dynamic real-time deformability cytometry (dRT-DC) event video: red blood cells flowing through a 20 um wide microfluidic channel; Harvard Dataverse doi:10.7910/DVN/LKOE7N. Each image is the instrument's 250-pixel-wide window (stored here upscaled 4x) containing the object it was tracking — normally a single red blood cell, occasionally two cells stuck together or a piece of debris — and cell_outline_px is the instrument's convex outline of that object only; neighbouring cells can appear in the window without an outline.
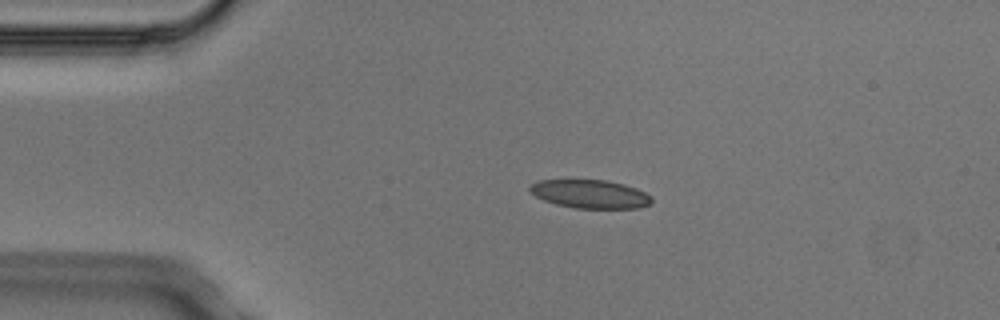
{"species": "Egyptian fruit bat (a non-hibernating species)", "species_latin": "Rousettus aegyptiacus", "temperature_condition": "cold", "stored_images_in_passage": 3, "camera_frame_rate_fps": 3000, "um_per_image_px": 0.085, "animal": {"sex": "male"}, "frame": {"image": 1, "passage_image": 1, "time_ms": 0.0, "image_size_px": [1000, 320], "cell_outline_px": [[652, 204], [640, 208], [576, 208], [556, 204], [544, 200], [536, 196], [528, 188], [536, 180], [604, 180], [624, 184], [636, 188], [652, 196]], "centroid_in_image_um": [50.19, 16.49], "position_along_channel_um": 34.8, "area_um2": 20.17}}
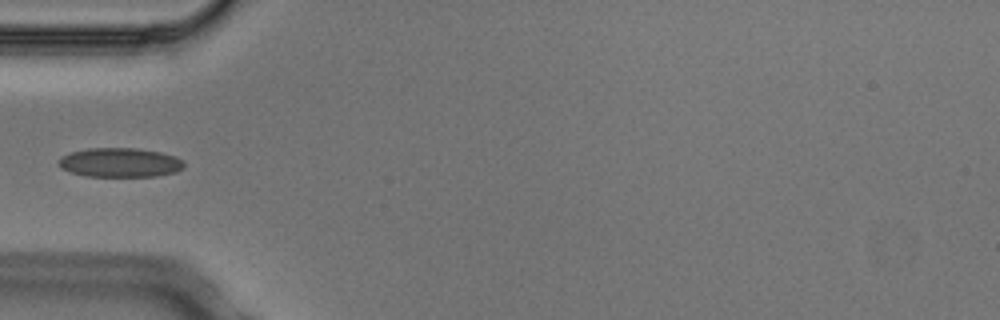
{"frame": {"image": 2, "passage_image": 2, "time_ms": 0.333, "image_size_px": [1000, 320], "cell_outline_px": [[184, 168], [176, 172], [156, 176], [88, 176], [68, 172], [60, 168], [56, 164], [56, 160], [60, 156], [72, 152], [88, 148], [136, 148], [160, 152], [176, 156], [184, 160]], "centroid_in_image_um": [10.17, 13.81], "position_along_channel_um": 74.8, "area_um2": 21.68}}
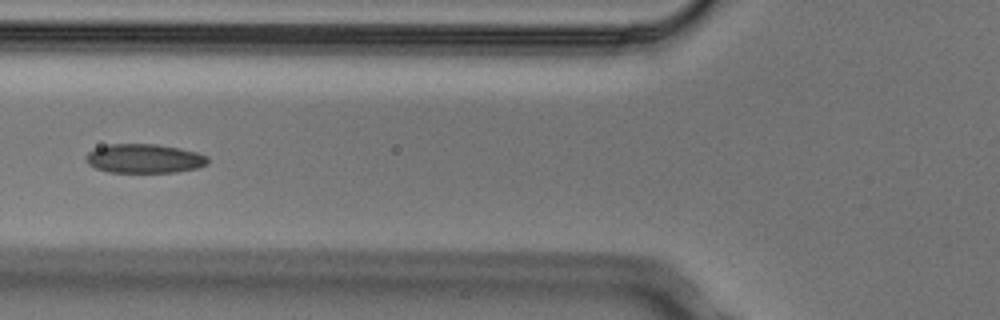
{"frame": {"image": 3, "passage_image": 3, "time_ms": 0.667, "image_size_px": [1000, 320], "cell_outline_px": [[208, 164], [196, 168], [176, 172], [108, 172], [96, 168], [88, 164], [84, 160], [84, 156], [88, 152], [96, 148], [108, 144], [156, 144], [180, 148], [196, 152], [208, 156]], "centroid_in_image_um": [12.24, 13.47], "position_along_channel_um": 113.6, "area_um2": 20.75}}